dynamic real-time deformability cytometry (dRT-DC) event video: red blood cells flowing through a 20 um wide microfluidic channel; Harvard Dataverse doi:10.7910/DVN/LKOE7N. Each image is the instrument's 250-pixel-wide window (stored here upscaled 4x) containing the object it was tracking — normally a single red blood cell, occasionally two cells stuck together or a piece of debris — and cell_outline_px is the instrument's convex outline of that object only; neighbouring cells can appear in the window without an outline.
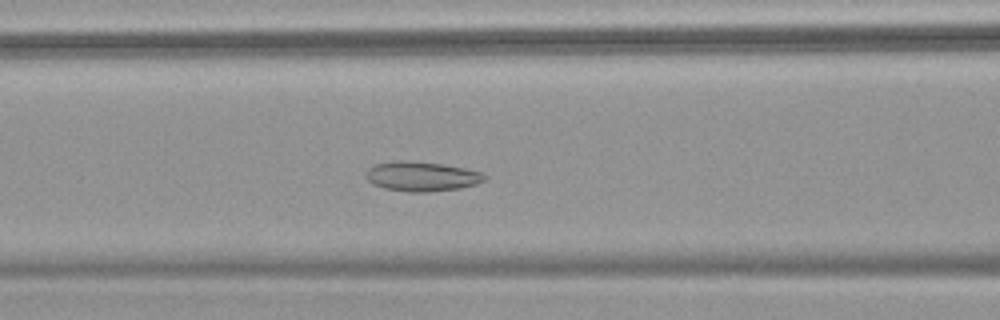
{"species": "common noctule bat (a hibernating species)", "species_latin": "Nyctalus noctula", "temperature_condition": "warm", "stored_images_in_passage": 53, "camera_frame_rate_fps": 3000, "um_per_image_px": 0.085, "animal": {"sex": "female", "body_mass_g": 18.4}, "frame": {"image": 1, "passage_image": 22, "time_ms": 7.0, "image_size_px": [1000, 320], "cell_outline_px": [[488, 176], [484, 180], [476, 184], [460, 188], [428, 192], [412, 192], [384, 188], [372, 184], [368, 180], [368, 168], [376, 164], [396, 160], [408, 160], [444, 164], [464, 168], [480, 172]], "centroid_in_image_um": [35.86, 14.98], "position_along_channel_um": 130.7, "area_um2": 20.4}}
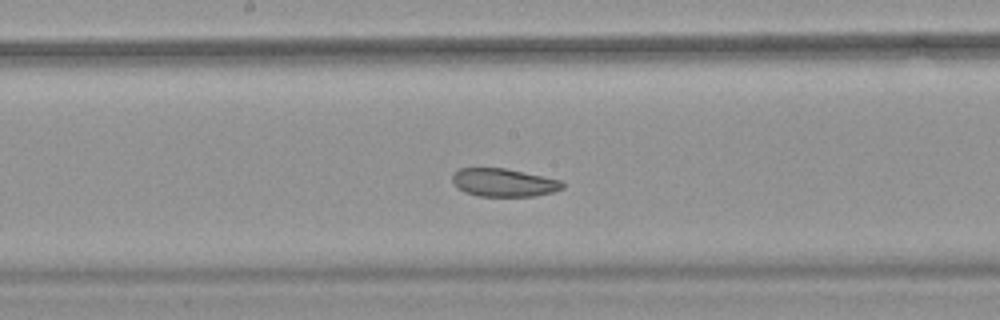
{"frame": {"image": 2, "passage_image": 28, "time_ms": 9.0, "image_size_px": [1000, 320], "cell_outline_px": [[564, 188], [552, 192], [536, 196], [476, 196], [464, 192], [452, 180], [452, 176], [460, 168], [504, 168], [560, 180], [564, 184]], "centroid_in_image_um": [42.82, 15.53], "position_along_channel_um": 205.4, "area_um2": 17.8}}
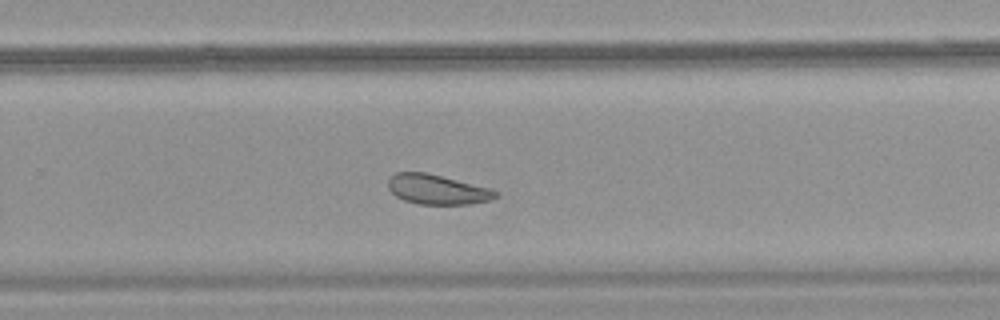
{"frame": {"image": 3, "passage_image": 35, "time_ms": 11.333, "image_size_px": [1000, 320], "cell_outline_px": [[496, 196], [488, 200], [472, 204], [420, 204], [404, 200], [396, 196], [388, 188], [388, 180], [396, 172], [428, 172], [488, 188], [496, 192]], "centroid_in_image_um": [37.11, 16.09], "position_along_channel_um": 292.7, "area_um2": 18.38}, "authors_computed_cell_mechanics": {"area_um2": 23.4668, "velocity_mm_per_s": 3.7497, "shape_relaxation_time_tau1_ms": null, "shape_relaxation_time_tau2_ms": 2.5556, "deformation_change_tau1": null, "deformation_change_tau2": 0.0918}}